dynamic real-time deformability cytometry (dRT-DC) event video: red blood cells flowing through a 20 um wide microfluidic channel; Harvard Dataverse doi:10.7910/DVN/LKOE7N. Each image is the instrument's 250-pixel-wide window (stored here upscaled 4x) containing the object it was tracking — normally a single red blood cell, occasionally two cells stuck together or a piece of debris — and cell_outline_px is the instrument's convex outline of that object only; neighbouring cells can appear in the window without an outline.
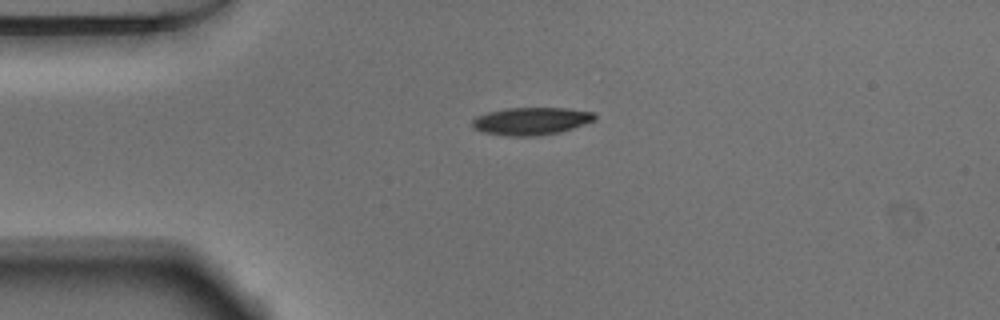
{"species": "Egyptian fruit bat (a non-hibernating species)", "species_latin": "Rousettus aegyptiacus", "temperature_condition": "warm", "stored_images_in_passage": 41, "camera_frame_rate_fps": 3000, "um_per_image_px": 0.085, "animal": {"sex": "male"}, "frame": {"image": 1, "passage_image": 1, "time_ms": 0.0, "image_size_px": [1000, 320], "cell_outline_px": [[596, 120], [560, 132], [536, 136], [508, 136], [484, 132], [476, 128], [472, 124], [472, 120], [476, 116], [488, 112], [508, 108], [568, 108], [592, 112], [596, 116]], "centroid_in_image_um": [45.17, 10.29], "position_along_channel_um": 39.8, "area_um2": 19.54}}
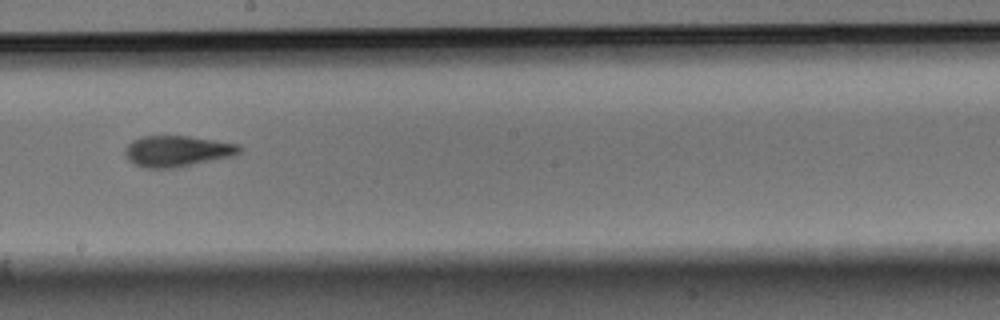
{"frame": {"image": 2, "passage_image": 18, "time_ms": 5.667, "image_size_px": [1000, 320], "cell_outline_px": [[244, 148], [240, 152], [232, 156], [176, 168], [144, 168], [128, 160], [124, 152], [124, 148], [132, 140], [140, 136], [188, 136], [240, 144]], "centroid_in_image_um": [15.06, 12.84], "position_along_channel_um": 233.1, "area_um2": 20.81}}
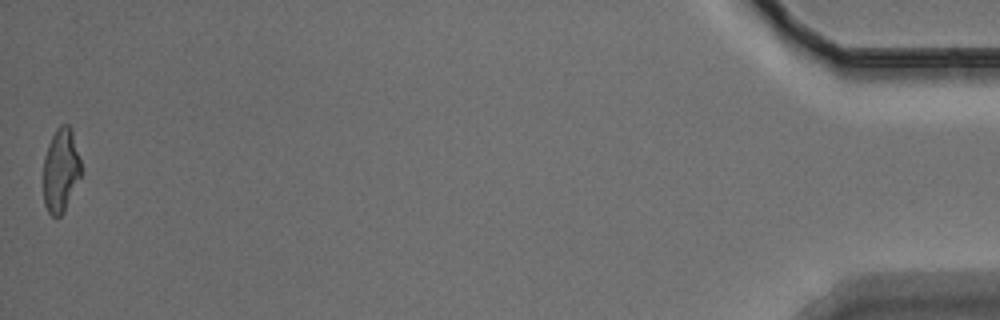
{"frame": {"image": 3, "passage_image": 41, "time_ms": 13.333, "image_size_px": [1000, 320], "cell_outline_px": [[80, 176], [64, 212], [60, 216], [52, 216], [48, 212], [44, 204], [44, 156], [48, 144], [56, 128], [60, 124], [68, 124], [72, 128], [80, 160]], "centroid_in_image_um": [5.16, 14.44], "position_along_channel_um": 430.0, "area_um2": 18.32}, "authors_computed_cell_mechanics": {"area_um2": 20.1722, "velocity_mm_per_s": 3.8411, "shape_relaxation_time_tau1_ms": 2.9541, "shape_relaxation_time_tau2_ms": 3.1579, "deformation_change_tau1": 0.1493, "deformation_change_tau2": 0.1245}}